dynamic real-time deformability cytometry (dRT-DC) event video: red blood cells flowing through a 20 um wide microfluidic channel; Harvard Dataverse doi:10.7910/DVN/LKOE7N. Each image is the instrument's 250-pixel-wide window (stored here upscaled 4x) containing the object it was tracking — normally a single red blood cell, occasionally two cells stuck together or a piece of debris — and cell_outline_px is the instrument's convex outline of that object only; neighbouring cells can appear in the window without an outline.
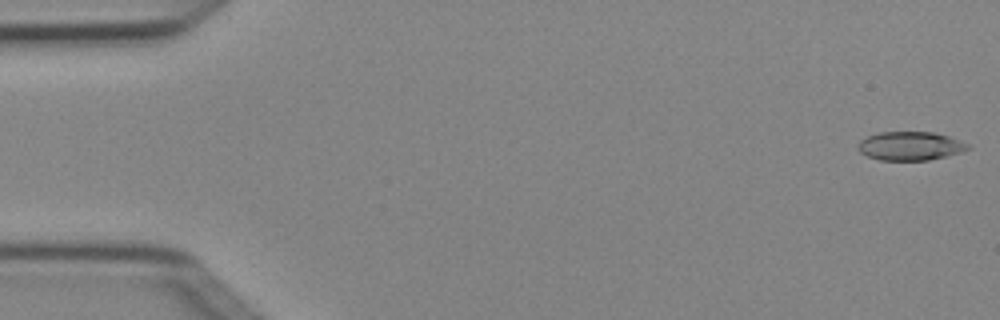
{"species": "Egyptian fruit bat (a non-hibernating species)", "species_latin": "Rousettus aegyptiacus", "temperature_condition": "cold", "stored_images_in_passage": 6, "camera_frame_rate_fps": 3000, "um_per_image_px": 0.085, "animal": {"sex": "female"}, "frame": {"image": 1, "passage_image": 1, "time_ms": 0.0, "image_size_px": [1000, 320], "cell_outline_px": [[972, 148], [960, 152], [928, 160], [880, 160], [868, 156], [860, 152], [856, 148], [860, 140], [868, 136], [880, 132], [932, 132], [948, 136], [968, 144]], "centroid_in_image_um": [77.34, 12.4], "position_along_channel_um": 7.7, "area_um2": 18.21}}
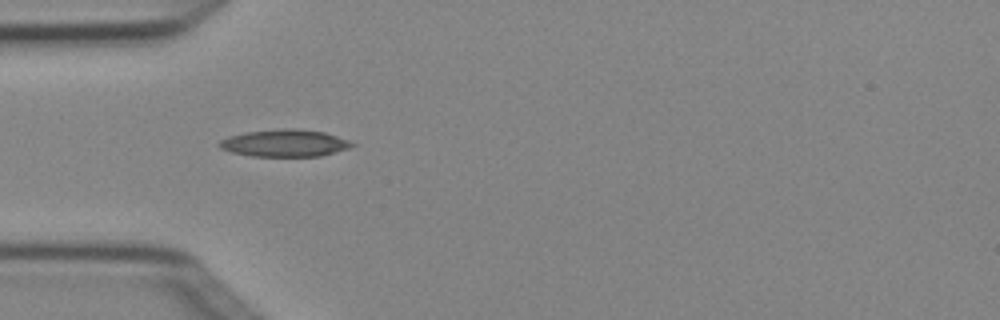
{"frame": {"image": 2, "passage_image": 5, "time_ms": 1.333, "image_size_px": [1000, 320], "cell_outline_px": [[356, 144], [348, 148], [320, 156], [252, 156], [232, 152], [220, 148], [216, 144], [220, 140], [228, 136], [244, 132], [284, 128], [296, 128], [324, 132], [348, 140]], "centroid_in_image_um": [24.16, 12.15], "position_along_channel_um": 60.8, "area_um2": 20.98}}
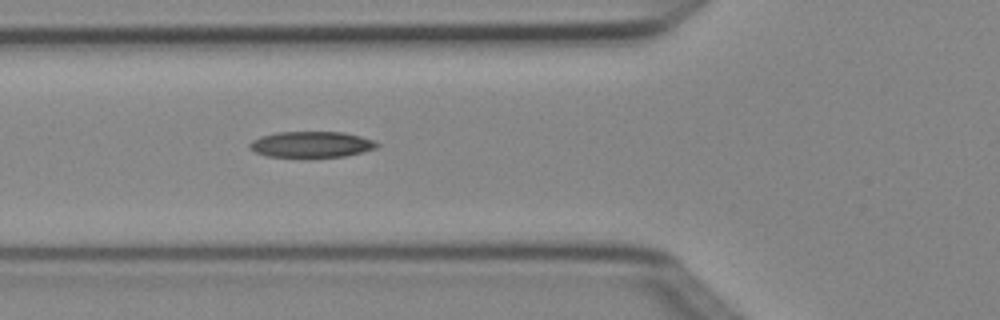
{"frame": {"image": 3, "passage_image": 6, "time_ms": 1.667, "image_size_px": [1000, 320], "cell_outline_px": [[380, 144], [376, 148], [344, 156], [308, 160], [264, 156], [248, 148], [248, 144], [252, 140], [260, 136], [276, 132], [344, 132], [360, 136], [372, 140]], "centroid_in_image_um": [26.39, 12.32], "position_along_channel_um": 99.4, "area_um2": 20.17}}